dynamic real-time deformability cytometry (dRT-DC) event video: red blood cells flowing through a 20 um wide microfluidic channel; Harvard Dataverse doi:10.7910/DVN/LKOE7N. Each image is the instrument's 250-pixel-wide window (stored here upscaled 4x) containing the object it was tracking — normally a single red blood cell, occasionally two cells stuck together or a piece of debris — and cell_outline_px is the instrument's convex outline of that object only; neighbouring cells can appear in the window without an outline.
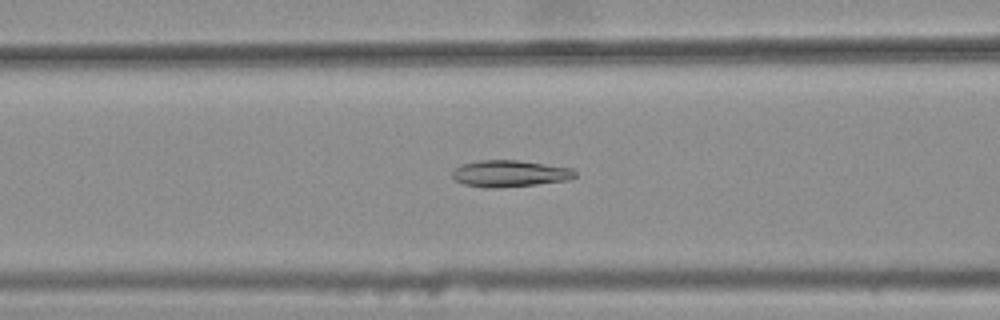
{"species": "common noctule bat (a hibernating species)", "species_latin": "Nyctalus noctula", "temperature_condition": "warm", "stored_images_in_passage": 39, "camera_frame_rate_fps": 3000, "um_per_image_px": 0.085, "animal": {"sex": "female", "body_mass_g": 25.1}, "frame": {"image": 1, "passage_image": 15, "time_ms": 4.667, "image_size_px": [1000, 320], "cell_outline_px": [[576, 176], [568, 180], [536, 184], [496, 188], [484, 188], [464, 184], [456, 180], [452, 176], [452, 172], [460, 164], [480, 160], [516, 160], [572, 168], [576, 172]], "centroid_in_image_um": [43.31, 14.75], "position_along_channel_um": 123.3, "area_um2": 18.96}}
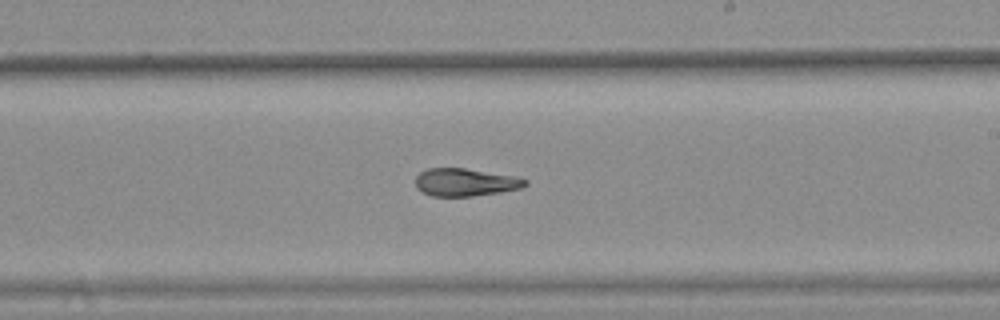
{"frame": {"image": 2, "passage_image": 25, "time_ms": 8.0, "image_size_px": [1000, 320], "cell_outline_px": [[528, 184], [520, 188], [500, 192], [472, 196], [432, 196], [416, 188], [416, 176], [420, 172], [428, 168], [464, 168], [520, 176], [528, 180]], "centroid_in_image_um": [39.59, 15.48], "position_along_channel_um": 249.4, "area_um2": 17.86}}
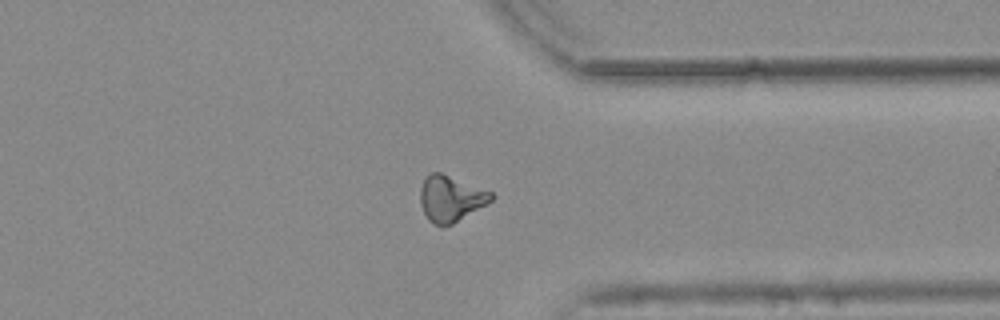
{"frame": {"image": 3, "passage_image": 35, "time_ms": 11.333, "image_size_px": [1000, 320], "cell_outline_px": [[496, 196], [488, 204], [452, 224], [432, 224], [428, 220], [420, 204], [420, 188], [424, 180], [432, 172], [440, 172], [492, 192]], "centroid_in_image_um": [38.32, 16.88], "position_along_channel_um": 373.1, "area_um2": 18.84}, "authors_computed_cell_mechanics": {"area_um2": 18.6116, "velocity_mm_per_s": 3.7929, "shape_relaxation_time_tau1_ms": null, "shape_relaxation_time_tau2_ms": 2.7506, "deformation_change_tau1": null, "deformation_change_tau2": 0.0915}}